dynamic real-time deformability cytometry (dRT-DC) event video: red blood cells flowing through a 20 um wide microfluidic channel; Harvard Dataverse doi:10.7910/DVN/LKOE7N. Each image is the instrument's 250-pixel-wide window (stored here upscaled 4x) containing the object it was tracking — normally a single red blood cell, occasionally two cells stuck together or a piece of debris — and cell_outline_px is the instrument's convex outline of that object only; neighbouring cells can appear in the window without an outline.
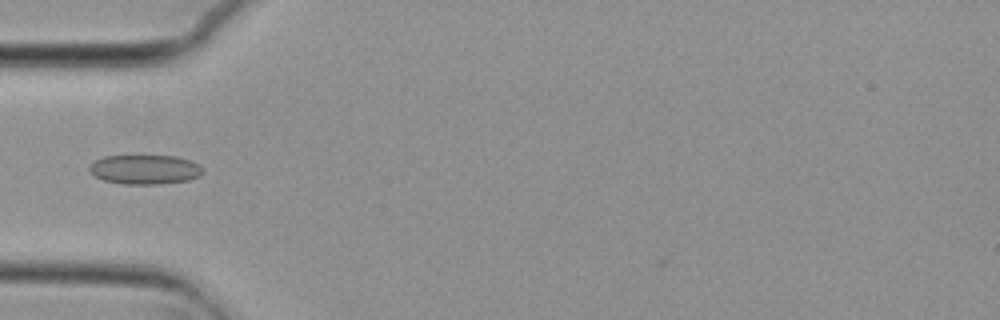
{"species": "common noctule bat (a hibernating species)", "species_latin": "Nyctalus noctula", "temperature_condition": "cold", "stored_images_in_passage": 38, "camera_frame_rate_fps": 3000, "um_per_image_px": 0.085, "animal": {"sex": "female", "body_mass_g": 29.2, "forearm_length_mm": 56.3}, "frame": {"image": 1, "passage_image": 1, "time_ms": 0.0, "image_size_px": [1000, 320], "cell_outline_px": [[204, 172], [200, 176], [188, 180], [160, 184], [124, 184], [104, 180], [96, 176], [88, 168], [96, 160], [104, 156], [176, 156], [192, 160], [200, 164], [204, 168]], "centroid_in_image_um": [12.4, 14.4], "position_along_channel_um": 72.6, "area_um2": 19.48}}
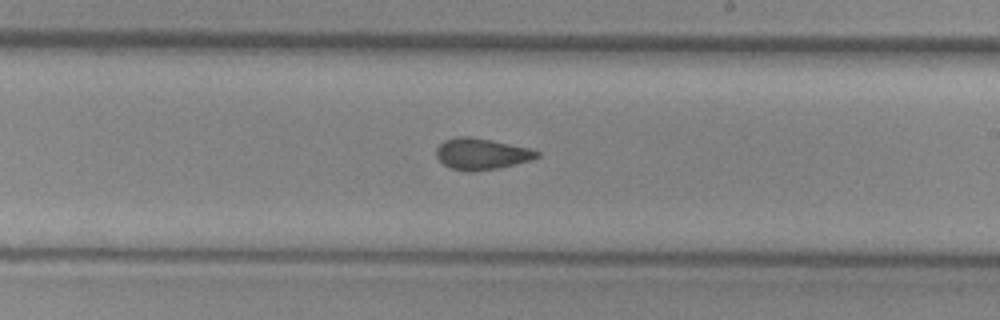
{"frame": {"image": 2, "passage_image": 15, "time_ms": 4.667, "image_size_px": [1000, 320], "cell_outline_px": [[540, 156], [532, 160], [516, 164], [496, 168], [472, 172], [468, 172], [452, 168], [444, 164], [436, 156], [436, 148], [444, 140], [456, 136], [468, 136], [492, 140], [532, 148], [540, 152]], "centroid_in_image_um": [40.95, 13.07], "position_along_channel_um": 248.0, "area_um2": 18.5}}
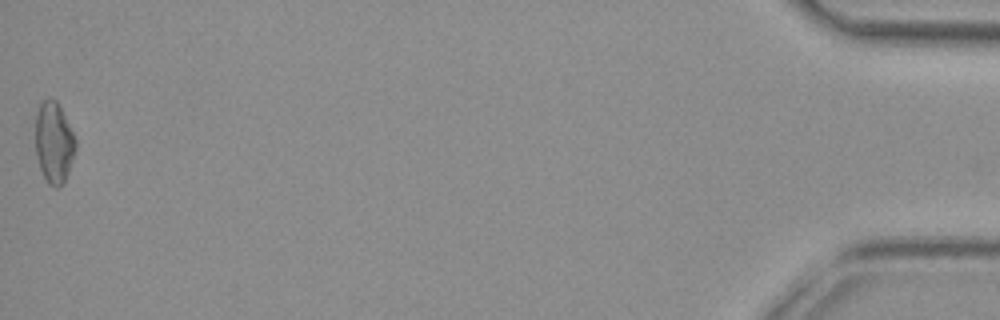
{"frame": {"image": 3, "passage_image": 38, "time_ms": 12.333, "image_size_px": [1000, 320], "cell_outline_px": [[76, 148], [64, 184], [56, 188], [48, 184], [40, 168], [36, 156], [36, 112], [40, 100], [48, 96], [56, 100], [76, 140]], "centroid_in_image_um": [4.56, 12.1], "position_along_channel_um": 430.6, "area_um2": 19.02}}